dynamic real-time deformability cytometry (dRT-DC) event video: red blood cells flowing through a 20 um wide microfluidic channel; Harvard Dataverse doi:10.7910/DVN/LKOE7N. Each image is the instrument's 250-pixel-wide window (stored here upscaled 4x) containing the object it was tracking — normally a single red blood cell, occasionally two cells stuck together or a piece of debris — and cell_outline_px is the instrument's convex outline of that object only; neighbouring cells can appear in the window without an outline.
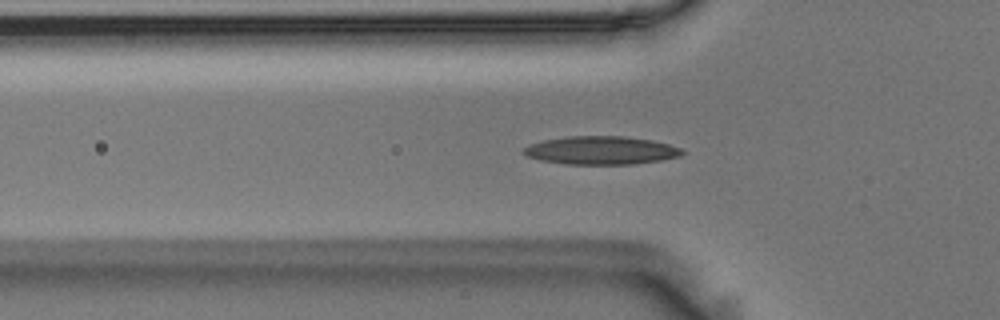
{"species": "Egyptian fruit bat (a non-hibernating species)", "species_latin": "Rousettus aegyptiacus", "temperature_condition": "room temperature", "stored_images_in_passage": 36, "camera_frame_rate_fps": 3000, "um_per_image_px": 0.085, "animal": {"sex": "male"}, "frame": {"image": 1, "passage_image": 3, "time_ms": 0.667, "image_size_px": [1000, 320], "cell_outline_px": [[684, 152], [680, 156], [660, 160], [636, 164], [564, 164], [540, 160], [528, 156], [520, 152], [524, 148], [532, 144], [544, 140], [568, 136], [624, 136], [652, 140], [668, 144], [680, 148]], "centroid_in_image_um": [51.08, 12.78], "position_along_channel_um": 74.7, "area_um2": 26.01}}
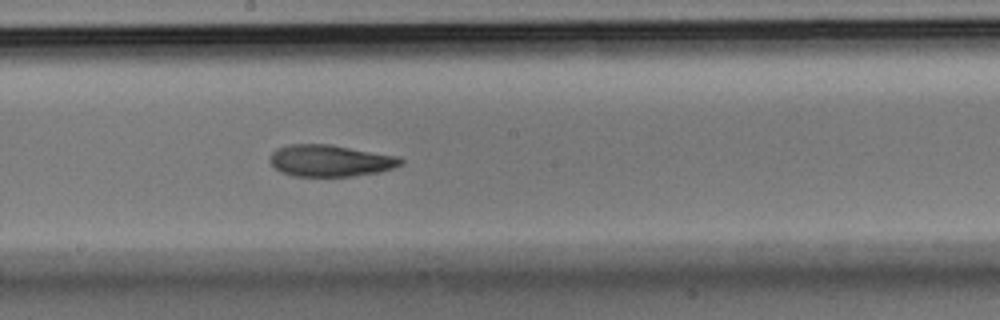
{"frame": {"image": 2, "passage_image": 15, "time_ms": 4.667, "image_size_px": [1000, 320], "cell_outline_px": [[404, 164], [380, 172], [352, 176], [292, 176], [280, 172], [268, 160], [272, 152], [276, 148], [288, 144], [332, 144], [400, 156], [404, 160]], "centroid_in_image_um": [28.09, 13.65], "position_along_channel_um": 220.1, "area_um2": 24.57}}
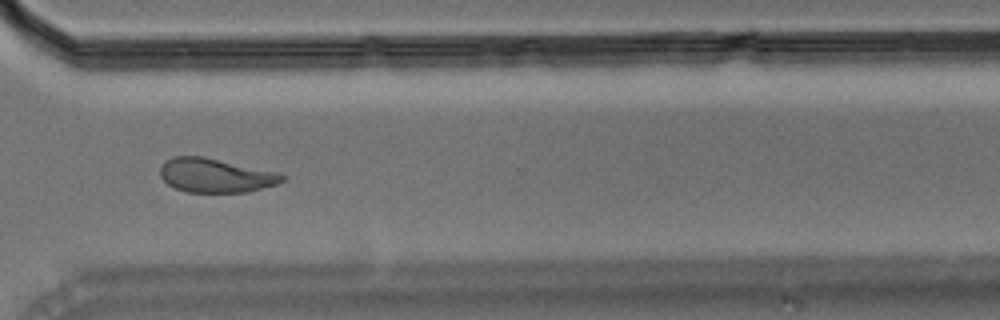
{"frame": {"image": 3, "passage_image": 26, "time_ms": 8.333, "image_size_px": [1000, 320], "cell_outline_px": [[284, 180], [276, 184], [248, 192], [184, 192], [168, 184], [160, 176], [160, 168], [164, 160], [172, 156], [204, 156], [276, 172], [284, 176]], "centroid_in_image_um": [18.27, 14.9], "position_along_channel_um": 352.3, "area_um2": 24.16}, "authors_computed_cell_mechanics": {"area_um2": 24.5361, "velocity_mm_per_s": 3.6099, "shape_relaxation_time_tau1_ms": 10.6235, "shape_relaxation_time_tau2_ms": 3.7271, "deformation_change_tau1": 0.2259, "deformation_change_tau2": 0.0987}}